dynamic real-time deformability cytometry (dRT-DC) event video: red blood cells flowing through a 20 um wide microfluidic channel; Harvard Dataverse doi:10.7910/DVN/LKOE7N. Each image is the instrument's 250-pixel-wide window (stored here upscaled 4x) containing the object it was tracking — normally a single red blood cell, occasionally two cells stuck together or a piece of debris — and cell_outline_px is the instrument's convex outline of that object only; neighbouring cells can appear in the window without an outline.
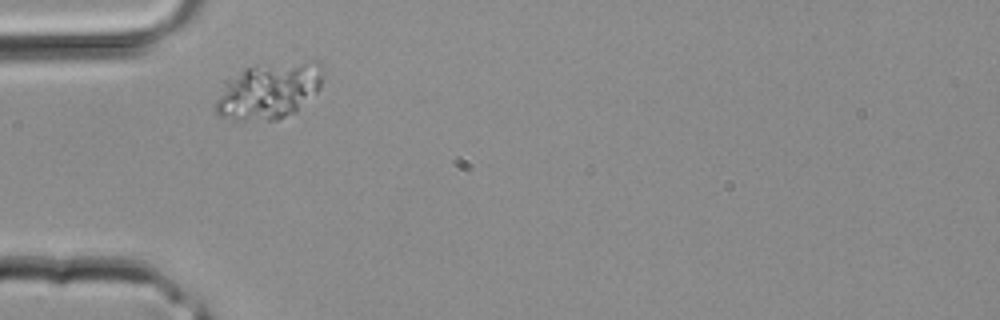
{"species": "common noctule bat (a hibernating species)", "species_latin": "Nyctalus noctula", "temperature_condition": "room temperature", "stored_images_in_passage": 2, "camera_frame_rate_fps": 3000, "um_per_image_px": 0.085, "animal": {"sex": "male", "body_mass_g": 20.4}, "frame": {"image": 1, "passage_image": 2, "time_ms": 0.333, "image_size_px": [1000, 320], "cell_outline_px": [[324, 80], [320, 88], [296, 112], [276, 120], [236, 120], [216, 116], [216, 100], [224, 80], [244, 68], [316, 60], [320, 60], [324, 68]], "centroid_in_image_um": [22.88, 7.72], "position_along_channel_um": 62.1, "area_um2": 35.49}}